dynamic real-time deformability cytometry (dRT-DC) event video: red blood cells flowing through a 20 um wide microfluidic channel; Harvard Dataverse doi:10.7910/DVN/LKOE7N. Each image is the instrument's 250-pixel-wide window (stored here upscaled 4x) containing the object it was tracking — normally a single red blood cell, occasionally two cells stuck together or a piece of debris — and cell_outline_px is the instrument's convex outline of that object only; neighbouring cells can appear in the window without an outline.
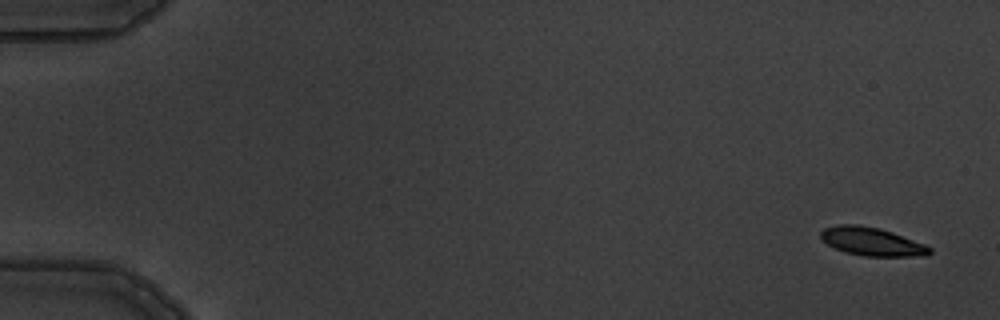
{"species": "common noctule bat (a hibernating species)", "species_latin": "Nyctalus noctula", "temperature_condition": "warm", "stored_images_in_passage": 6, "camera_frame_rate_fps": 3000, "um_per_image_px": 0.085, "animal": {"sex": "male", "body_mass_g": 19.5, "forearm_length_mm": 54.6}, "frame": {"image": 1, "passage_image": 1, "time_ms": 0.0, "image_size_px": [1000, 320], "cell_outline_px": [[932, 252], [928, 256], [864, 256], [844, 252], [820, 240], [820, 232], [824, 228], [836, 224], [860, 224], [880, 228], [892, 232], [924, 244], [932, 248]], "centroid_in_image_um": [74.09, 20.52], "position_along_channel_um": 10.9, "area_um2": 18.15}}